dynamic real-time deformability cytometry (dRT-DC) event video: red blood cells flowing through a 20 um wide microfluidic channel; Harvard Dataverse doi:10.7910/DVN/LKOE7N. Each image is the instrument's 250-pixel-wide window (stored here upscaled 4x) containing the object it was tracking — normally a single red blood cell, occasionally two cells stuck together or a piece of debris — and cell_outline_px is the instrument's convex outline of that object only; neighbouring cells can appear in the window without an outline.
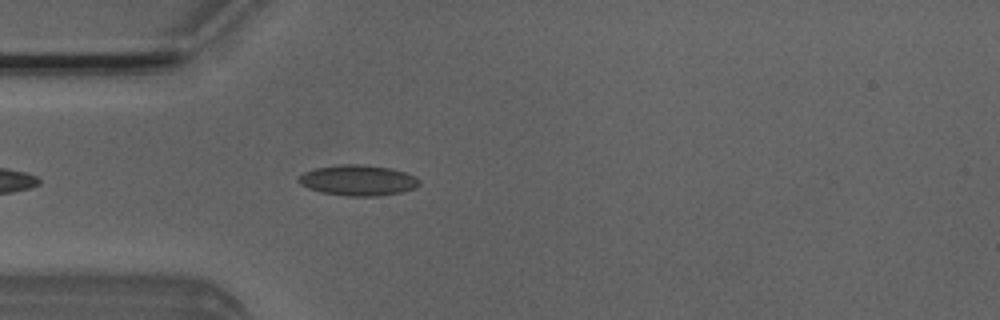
{"species": "Egyptian fruit bat (a non-hibernating species)", "species_latin": "Rousettus aegyptiacus", "temperature_condition": "room temperature", "stored_images_in_passage": 30, "camera_frame_rate_fps": 3000, "um_per_image_px": 0.085, "animal": {"sex": "male"}, "frame": {"image": 1, "passage_image": 4, "time_ms": 1.0, "image_size_px": [1000, 320], "cell_outline_px": [[420, 184], [416, 188], [404, 192], [380, 196], [348, 196], [320, 192], [308, 188], [300, 184], [296, 180], [304, 172], [316, 168], [344, 164], [364, 164], [392, 168], [416, 176], [420, 180]], "centroid_in_image_um": [30.47, 15.33], "position_along_channel_um": 54.5, "area_um2": 21.79}}
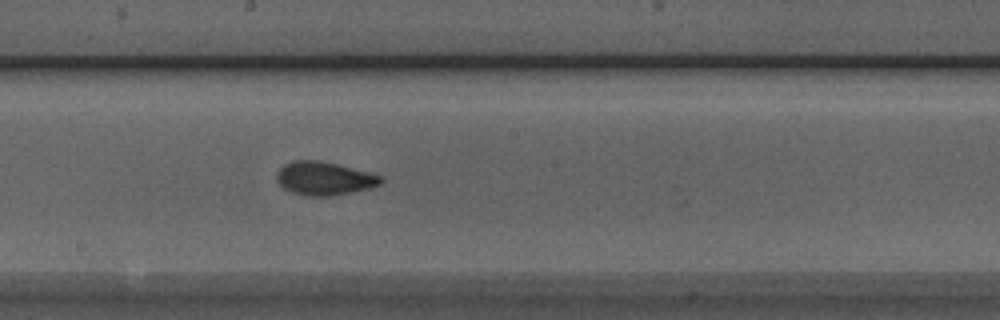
{"frame": {"image": 2, "passage_image": 17, "time_ms": 5.333, "image_size_px": [1000, 320], "cell_outline_px": [[384, 180], [380, 184], [368, 188], [352, 192], [332, 196], [308, 196], [292, 192], [284, 188], [276, 180], [276, 172], [284, 164], [292, 160], [320, 160], [368, 172], [380, 176]], "centroid_in_image_um": [27.52, 15.16], "position_along_channel_um": 220.7, "area_um2": 20.17}}
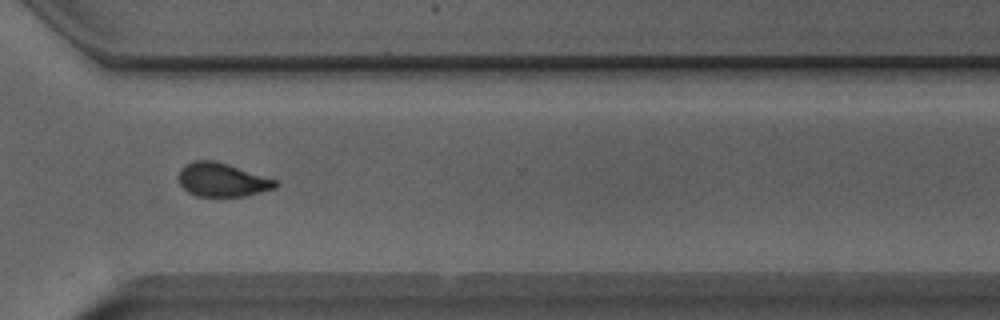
{"frame": {"image": 3, "passage_image": 27, "time_ms": 8.667, "image_size_px": [1000, 320], "cell_outline_px": [[280, 184], [276, 188], [244, 196], [196, 196], [188, 192], [180, 184], [180, 168], [184, 164], [192, 160], [212, 160], [228, 164], [276, 180]], "centroid_in_image_um": [18.88, 15.28], "position_along_channel_um": 351.7, "area_um2": 18.9}, "authors_computed_cell_mechanics": {"area_um2": 19.7676, "velocity_mm_per_s": 3.9365, "shape_relaxation_time_tau1_ms": 3.0274, "shape_relaxation_time_tau2_ms": 1.788, "deformation_change_tau1": 0.1121, "deformation_change_tau2": 0.053}}